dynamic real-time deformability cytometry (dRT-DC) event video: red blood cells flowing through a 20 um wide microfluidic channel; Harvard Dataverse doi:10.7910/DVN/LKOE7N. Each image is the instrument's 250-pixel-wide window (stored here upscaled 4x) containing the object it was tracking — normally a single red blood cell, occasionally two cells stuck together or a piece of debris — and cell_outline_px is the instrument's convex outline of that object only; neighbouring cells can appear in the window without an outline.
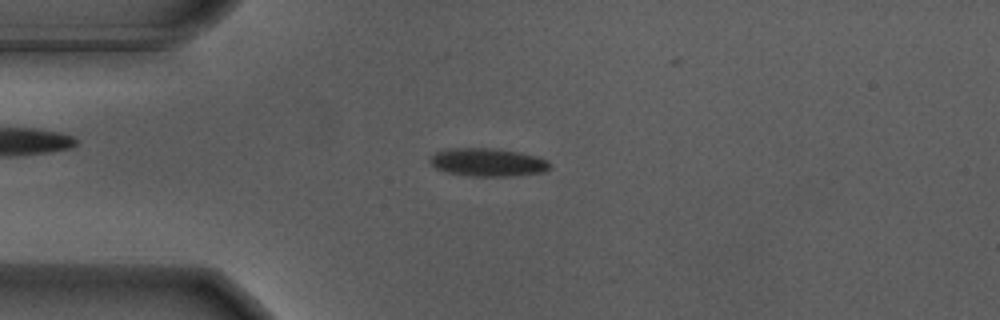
{"species": "Egyptian fruit bat (a non-hibernating species)", "species_latin": "Rousettus aegyptiacus", "temperature_condition": "warm", "stored_images_in_passage": 47, "camera_frame_rate_fps": 3000, "um_per_image_px": 0.085, "animal": {"sex": "male"}, "frame": {"image": 1, "passage_image": 14, "time_ms": 4.333, "image_size_px": [1000, 320], "cell_outline_px": [[552, 168], [544, 172], [508, 176], [472, 176], [448, 172], [436, 168], [428, 160], [436, 152], [456, 148], [492, 148], [516, 152], [536, 156], [548, 160], [552, 164]], "centroid_in_image_um": [41.51, 13.8], "position_along_channel_um": 43.5, "area_um2": 19.42}}
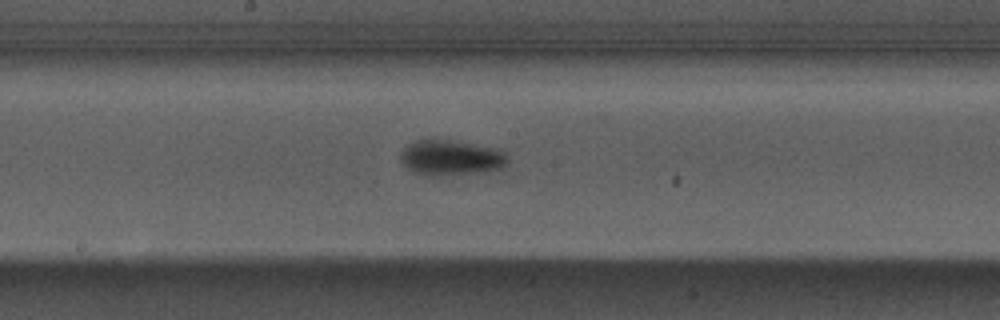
{"frame": {"image": 2, "passage_image": 29, "time_ms": 9.333, "image_size_px": [1000, 320], "cell_outline_px": [[508, 164], [504, 180], [428, 176], [416, 172], [408, 168], [400, 160], [400, 156], [404, 148], [408, 144], [416, 140], [448, 140], [504, 148], [508, 152]], "centroid_in_image_um": [38.73, 13.57], "position_along_channel_um": 209.5, "area_um2": 25.32}}
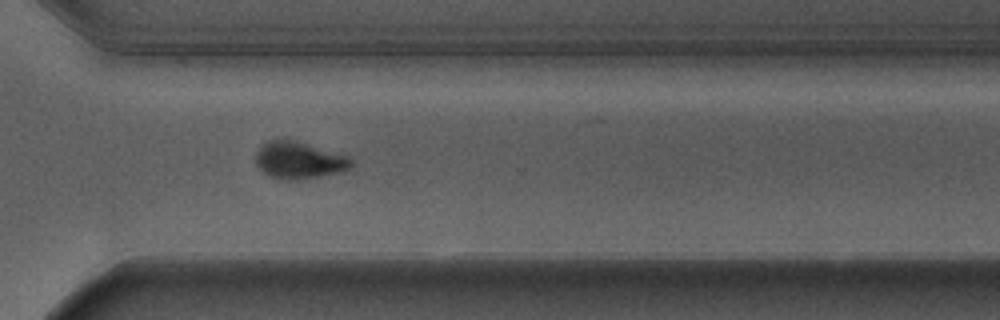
{"frame": {"image": 3, "passage_image": 40, "time_ms": 13.0, "image_size_px": [1000, 320], "cell_outline_px": [[352, 164], [348, 168], [336, 172], [296, 180], [288, 180], [272, 176], [264, 172], [256, 164], [256, 152], [260, 144], [276, 136], [292, 140], [348, 156], [352, 160]], "centroid_in_image_um": [25.32, 13.57], "position_along_channel_um": 345.3, "area_um2": 20.29}}